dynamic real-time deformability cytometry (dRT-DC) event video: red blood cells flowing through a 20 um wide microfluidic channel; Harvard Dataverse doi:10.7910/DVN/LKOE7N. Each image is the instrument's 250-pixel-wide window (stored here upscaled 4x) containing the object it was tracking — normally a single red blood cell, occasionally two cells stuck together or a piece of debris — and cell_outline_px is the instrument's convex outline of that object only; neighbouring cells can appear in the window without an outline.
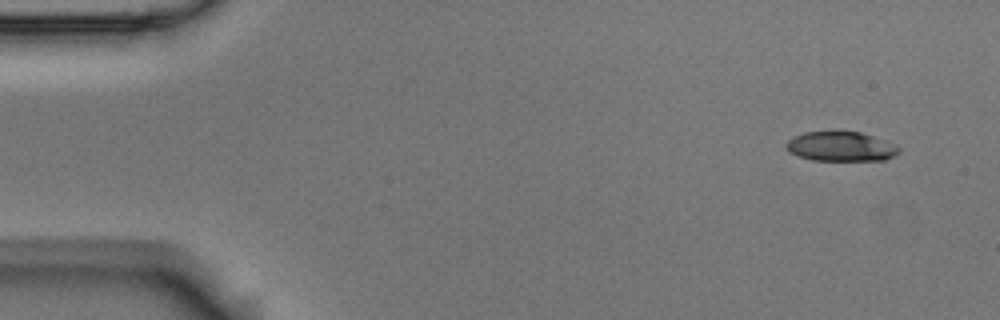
{"species": "Egyptian fruit bat (a non-hibernating species)", "species_latin": "Rousettus aegyptiacus", "temperature_condition": "room temperature", "stored_images_in_passage": 4, "camera_frame_rate_fps": 3000, "um_per_image_px": 0.085, "animal": {"sex": "male"}, "frame": {"image": 1, "passage_image": 1, "time_ms": 0.0, "image_size_px": [1000, 320], "cell_outline_px": [[900, 152], [884, 160], [812, 160], [796, 156], [788, 152], [784, 148], [784, 144], [792, 136], [804, 132], [832, 128], [836, 128], [860, 132], [896, 144], [900, 148]], "centroid_in_image_um": [71.39, 12.4], "position_along_channel_um": 13.6, "area_um2": 20.4}}
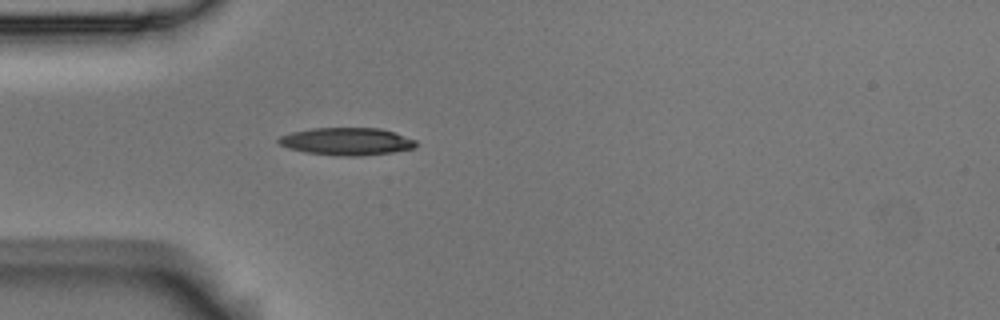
{"frame": {"image": 2, "passage_image": 4, "time_ms": 1.0, "image_size_px": [1000, 320], "cell_outline_px": [[416, 148], [392, 152], [360, 156], [344, 156], [304, 152], [288, 148], [280, 144], [276, 140], [280, 136], [292, 132], [312, 128], [380, 128], [396, 132], [416, 140]], "centroid_in_image_um": [29.49, 12.02], "position_along_channel_um": 55.5, "area_um2": 22.08}}